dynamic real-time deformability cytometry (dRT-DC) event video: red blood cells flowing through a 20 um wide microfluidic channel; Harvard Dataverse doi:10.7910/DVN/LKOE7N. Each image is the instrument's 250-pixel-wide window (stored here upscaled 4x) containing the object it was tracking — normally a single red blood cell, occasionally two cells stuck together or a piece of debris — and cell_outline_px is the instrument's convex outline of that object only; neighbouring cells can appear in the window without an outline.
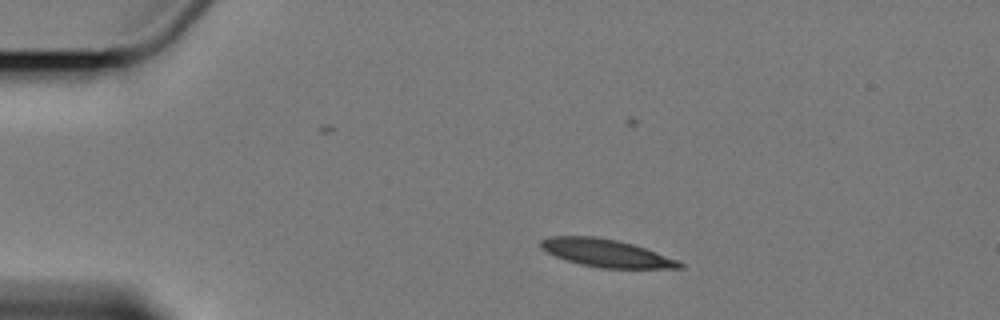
{"species": "Egyptian fruit bat (a non-hibernating species)", "species_latin": "Rousettus aegyptiacus", "temperature_condition": "cold", "stored_images_in_passage": 6, "camera_frame_rate_fps": 3000, "um_per_image_px": 0.085, "animal": {"sex": "female"}, "frame": {"image": 1, "passage_image": 3, "time_ms": 2.333, "image_size_px": [1000, 320], "cell_outline_px": [[684, 268], [600, 268], [580, 264], [556, 256], [540, 248], [540, 240], [548, 236], [592, 236], [616, 240], [632, 244], [656, 252], [676, 260], [684, 264]], "centroid_in_image_um": [51.49, 21.51], "position_along_channel_um": 33.5, "area_um2": 22.14}}
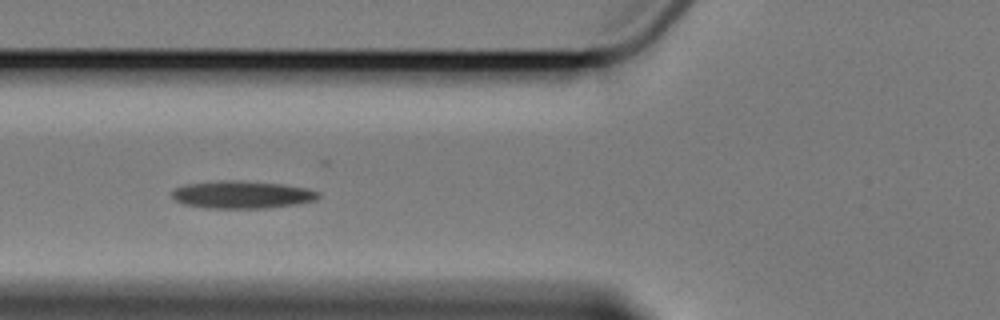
{"frame": {"image": 2, "passage_image": 6, "time_ms": 6.0, "image_size_px": [1000, 320], "cell_outline_px": [[320, 196], [316, 200], [296, 204], [268, 208], [204, 208], [184, 204], [176, 200], [172, 196], [172, 192], [176, 188], [184, 184], [220, 180], [240, 180], [280, 184], [304, 188], [320, 192]], "centroid_in_image_um": [20.55, 16.54], "position_along_channel_um": 105.2, "area_um2": 23.52}}